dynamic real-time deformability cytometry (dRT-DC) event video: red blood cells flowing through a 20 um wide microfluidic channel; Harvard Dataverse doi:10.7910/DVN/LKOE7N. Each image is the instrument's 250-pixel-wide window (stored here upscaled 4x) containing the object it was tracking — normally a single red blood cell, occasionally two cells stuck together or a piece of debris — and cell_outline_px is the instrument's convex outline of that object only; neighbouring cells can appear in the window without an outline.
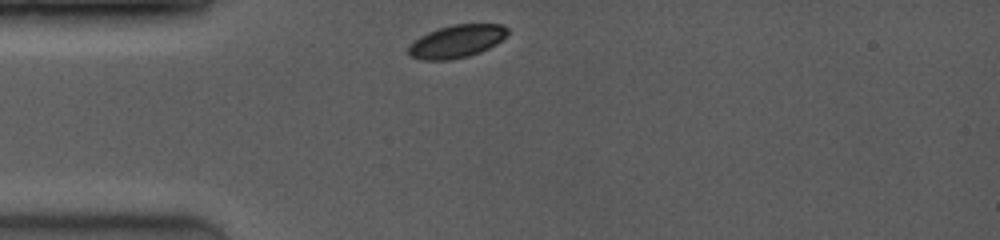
{"species": "common noctule bat (a hibernating species)", "species_latin": "Nyctalus noctula", "temperature_condition": "room temperature", "stored_images_in_passage": 5, "camera_frame_rate_fps": 4000, "um_per_image_px": 0.085, "animal": {"sex": "female", "body_mass_g": 19.0, "forearm_length_mm": 53.3}, "frame": {"image": 1, "passage_image": 1, "time_ms": 0.0, "image_size_px": [1000, 240], "cell_outline_px": [[508, 36], [496, 44], [480, 52], [468, 56], [448, 60], [420, 60], [408, 56], [408, 48], [420, 36], [428, 32], [440, 28], [456, 24], [500, 24], [508, 28]], "centroid_in_image_um": [38.83, 3.52], "position_along_channel_um": 46.2, "area_um2": 18.9}}
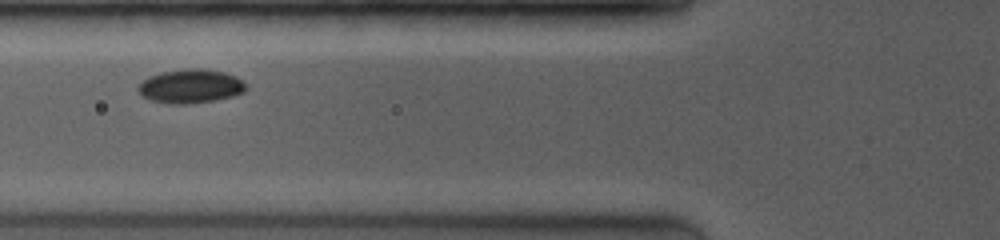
{"frame": {"image": 2, "passage_image": 4, "time_ms": 0.75, "image_size_px": [1000, 240], "cell_outline_px": [[244, 92], [232, 96], [212, 100], [188, 104], [168, 104], [148, 100], [140, 92], [140, 84], [144, 80], [152, 76], [164, 72], [224, 72], [240, 80], [244, 84]], "centroid_in_image_um": [16.16, 7.41], "position_along_channel_um": 109.6, "area_um2": 19.65}}